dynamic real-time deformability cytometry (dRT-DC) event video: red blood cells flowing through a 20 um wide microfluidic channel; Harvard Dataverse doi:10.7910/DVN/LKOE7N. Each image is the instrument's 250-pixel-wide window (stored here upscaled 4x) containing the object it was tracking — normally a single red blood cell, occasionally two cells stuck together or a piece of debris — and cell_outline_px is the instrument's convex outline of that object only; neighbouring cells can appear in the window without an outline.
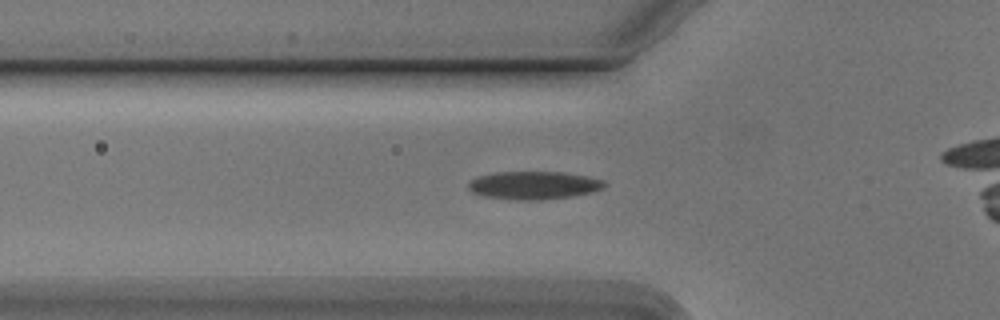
{"species": "Egyptian fruit bat (a non-hibernating species)", "species_latin": "Rousettus aegyptiacus", "temperature_condition": "cold", "stored_images_in_passage": 43, "camera_frame_rate_fps": 3000, "um_per_image_px": 0.085, "animal": {"sex": "male"}, "frame": {"image": 1, "passage_image": 11, "time_ms": 3.333, "image_size_px": [1000, 320], "cell_outline_px": [[604, 188], [592, 192], [572, 196], [544, 200], [516, 200], [484, 196], [472, 192], [468, 188], [468, 184], [472, 180], [480, 176], [496, 172], [560, 172], [588, 176], [604, 180]], "centroid_in_image_um": [45.39, 15.75], "position_along_channel_um": 80.4, "area_um2": 22.14}}
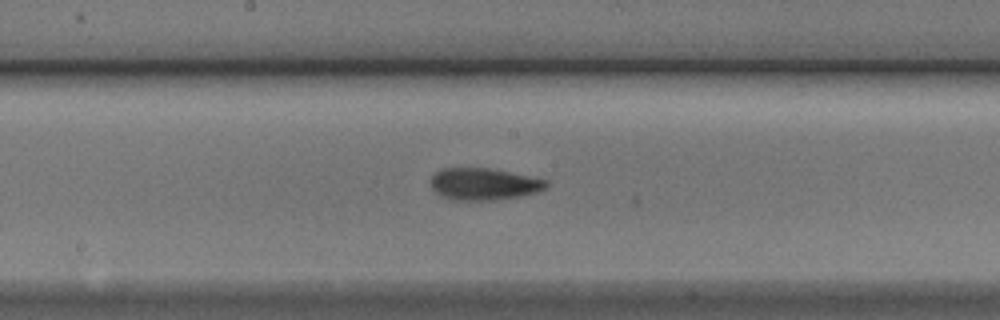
{"frame": {"image": 2, "passage_image": 21, "time_ms": 6.667, "image_size_px": [1000, 320], "cell_outline_px": [[548, 188], [536, 192], [520, 196], [492, 200], [452, 200], [440, 196], [432, 188], [432, 176], [440, 168], [488, 168], [548, 180]], "centroid_in_image_um": [41.12, 15.65], "position_along_channel_um": 207.1, "area_um2": 21.39}}
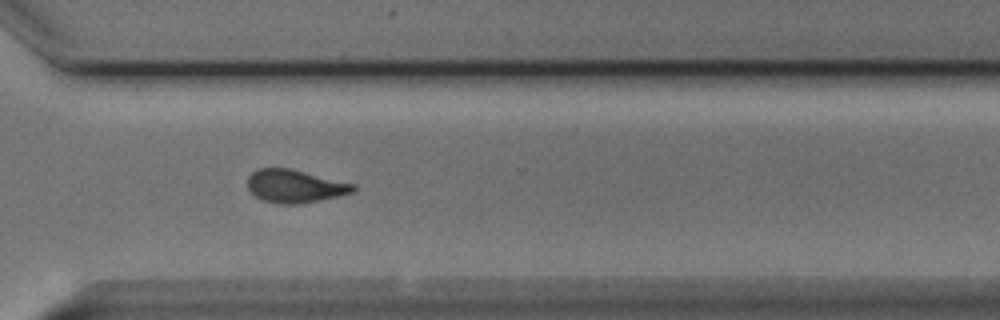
{"frame": {"image": 3, "passage_image": 32, "time_ms": 10.333, "image_size_px": [1000, 320], "cell_outline_px": [[356, 188], [352, 192], [340, 196], [300, 204], [280, 204], [264, 200], [256, 196], [248, 188], [248, 176], [256, 168], [292, 168], [356, 184]], "centroid_in_image_um": [25.09, 15.81], "position_along_channel_um": 345.5, "area_um2": 20.46}}